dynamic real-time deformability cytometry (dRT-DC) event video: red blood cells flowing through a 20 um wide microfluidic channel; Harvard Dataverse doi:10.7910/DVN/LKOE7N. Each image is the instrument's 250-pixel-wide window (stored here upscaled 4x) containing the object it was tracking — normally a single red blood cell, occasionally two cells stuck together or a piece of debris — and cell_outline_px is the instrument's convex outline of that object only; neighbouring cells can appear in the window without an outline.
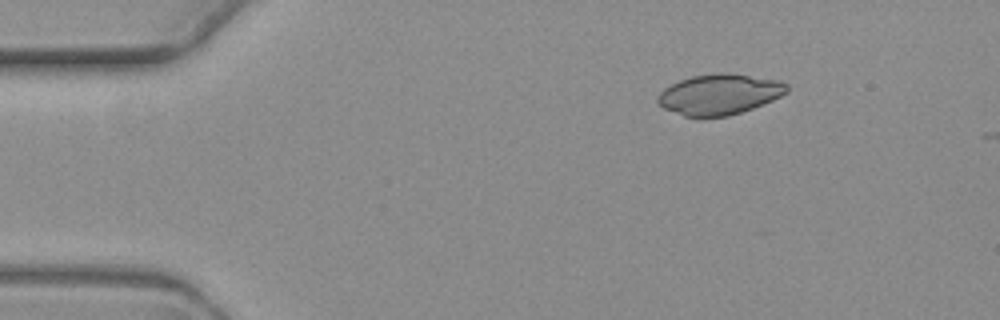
{"species": "common noctule bat (a hibernating species)", "species_latin": "Nyctalus noctula", "temperature_condition": "warm", "stored_images_in_passage": 6, "camera_frame_rate_fps": 3000, "um_per_image_px": 0.085, "animal": {"sex": "female", "body_mass_g": 19.3, "forearm_length_mm": 54.1}, "frame": {"image": 1, "passage_image": 2, "time_ms": 1.333, "image_size_px": [1000, 320], "cell_outline_px": [[788, 92], [764, 104], [728, 116], [684, 116], [664, 108], [656, 104], [656, 96], [664, 88], [680, 80], [692, 76], [716, 72], [724, 72], [776, 80], [788, 84]], "centroid_in_image_um": [61.11, 8.01], "position_along_channel_um": 23.9, "area_um2": 30.35}}